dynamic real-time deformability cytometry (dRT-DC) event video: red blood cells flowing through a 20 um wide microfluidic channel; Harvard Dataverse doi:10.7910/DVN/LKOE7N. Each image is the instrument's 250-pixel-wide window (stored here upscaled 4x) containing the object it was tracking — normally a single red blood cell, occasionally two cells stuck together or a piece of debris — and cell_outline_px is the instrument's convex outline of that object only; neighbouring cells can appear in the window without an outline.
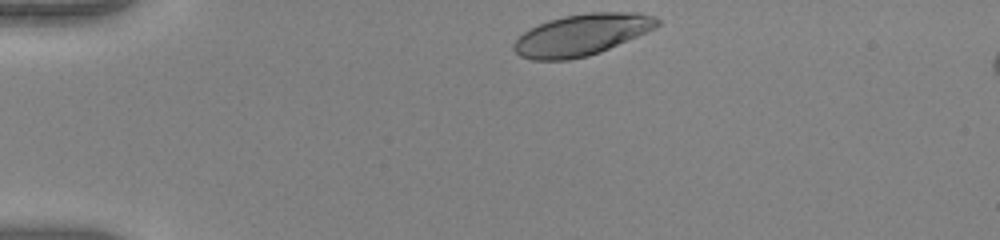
{"species": "human", "species_latin": "Homo sapiens", "temperature_condition": "warm", "stored_images_in_passage": 34, "camera_frame_rate_fps": 3000, "um_per_image_px": 0.085, "donor": {"sex": "female"}, "frame": {"image": 1, "passage_image": 1, "time_ms": 0.0, "image_size_px": [1000, 240], "cell_outline_px": [[660, 24], [656, 28], [600, 52], [588, 56], [568, 60], [532, 60], [520, 56], [512, 48], [512, 44], [524, 32], [548, 20], [564, 16], [588, 12], [640, 12], [656, 16], [660, 20]], "centroid_in_image_um": [49.47, 2.95], "position_along_channel_um": 35.5, "area_um2": 34.68}}
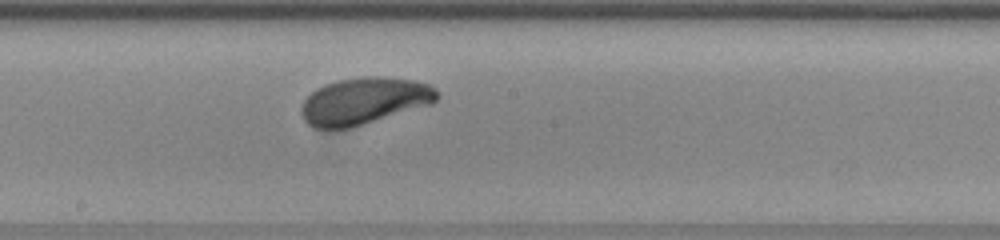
{"frame": {"image": 2, "passage_image": 19, "time_ms": 6.0, "image_size_px": [1000, 240], "cell_outline_px": [[440, 96], [432, 104], [348, 128], [312, 128], [304, 120], [300, 112], [300, 108], [304, 100], [316, 88], [324, 84], [336, 80], [364, 76], [380, 76], [416, 80], [428, 84], [436, 88], [440, 92]], "centroid_in_image_um": [30.96, 8.56], "position_along_channel_um": 217.2, "area_um2": 37.22}}
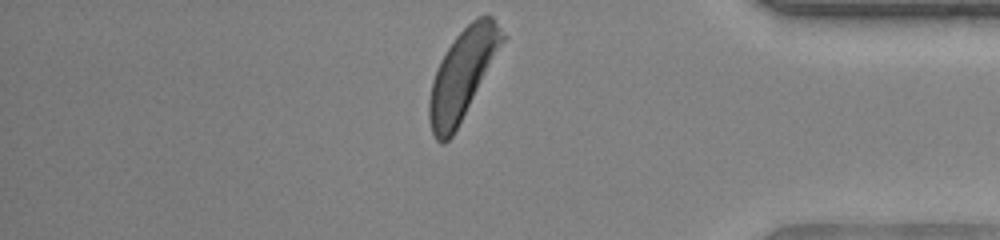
{"frame": {"image": 3, "passage_image": 34, "time_ms": 11.0, "image_size_px": [1000, 240], "cell_outline_px": [[508, 36], [452, 136], [444, 144], [440, 144], [436, 140], [432, 132], [428, 116], [428, 100], [432, 80], [440, 60], [456, 36], [476, 16], [492, 16]], "centroid_in_image_um": [39.32, 6.31], "position_along_channel_um": 395.9, "area_um2": 37.86}, "authors_computed_cell_mechanics": {"area_um2": 36.414, "velocity_mm_per_s": 4.009, "shape_relaxation_time_tau1_ms": 1.1034, "shape_relaxation_time_tau2_ms": null, "deformation_change_tau1": 0.1086, "deformation_change_tau2": null}}